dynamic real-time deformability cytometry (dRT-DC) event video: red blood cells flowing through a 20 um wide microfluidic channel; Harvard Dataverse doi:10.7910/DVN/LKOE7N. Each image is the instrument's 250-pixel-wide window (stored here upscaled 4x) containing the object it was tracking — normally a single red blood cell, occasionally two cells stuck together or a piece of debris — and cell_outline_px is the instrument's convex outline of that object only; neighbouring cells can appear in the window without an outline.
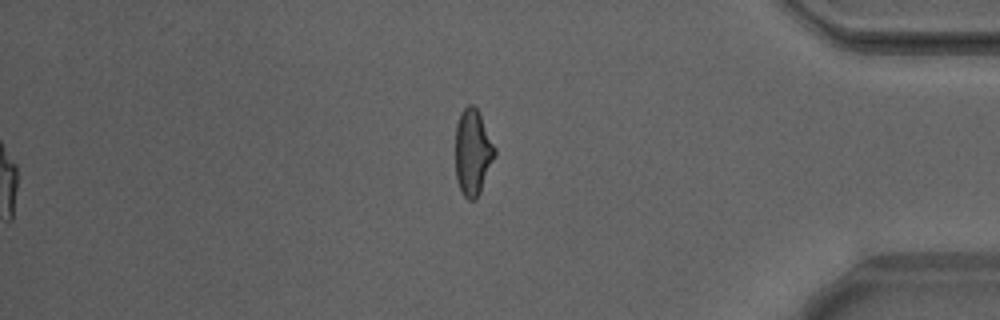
{"species": "Egyptian fruit bat (a non-hibernating species)", "species_latin": "Rousettus aegyptiacus", "temperature_condition": "warm", "stored_images_in_passage": 49, "segment_of_instrument_passage": [2, 2], "camera_frame_rate_fps": 3000, "um_per_image_px": 0.085, "animal": {"sex": "male"}, "frame": {"image": 1, "passage_image": 49, "time_ms": 16.0, "image_size_px": [1000, 320], "cell_outline_px": [[496, 152], [480, 192], [476, 200], [468, 200], [464, 196], [456, 180], [456, 124], [460, 112], [468, 104], [472, 104], [480, 112], [496, 148]], "centroid_in_image_um": [40.18, 12.91], "position_along_channel_um": 395.0, "area_um2": 19.77}}